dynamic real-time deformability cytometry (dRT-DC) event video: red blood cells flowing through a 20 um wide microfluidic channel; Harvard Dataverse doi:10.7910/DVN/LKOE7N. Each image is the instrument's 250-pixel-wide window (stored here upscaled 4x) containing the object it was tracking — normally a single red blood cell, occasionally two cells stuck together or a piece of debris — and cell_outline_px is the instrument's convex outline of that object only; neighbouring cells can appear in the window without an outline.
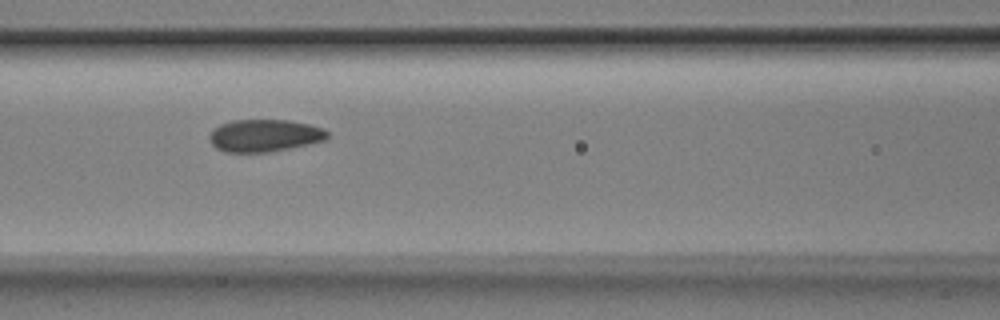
{"species": "Egyptian fruit bat (a non-hibernating species)", "species_latin": "Rousettus aegyptiacus", "temperature_condition": "room temperature", "stored_images_in_passage": 10, "camera_frame_rate_fps": 3000, "um_per_image_px": 0.085, "animal": {"sex": "male"}, "frame": {"image": 1, "passage_image": 6, "time_ms": 1.667, "image_size_px": [1000, 320], "cell_outline_px": [[328, 140], [268, 152], [224, 152], [216, 148], [212, 144], [208, 136], [220, 124], [232, 120], [288, 120], [308, 124], [324, 128], [328, 132]], "centroid_in_image_um": [22.5, 11.52], "position_along_channel_um": 144.1, "area_um2": 22.2}}
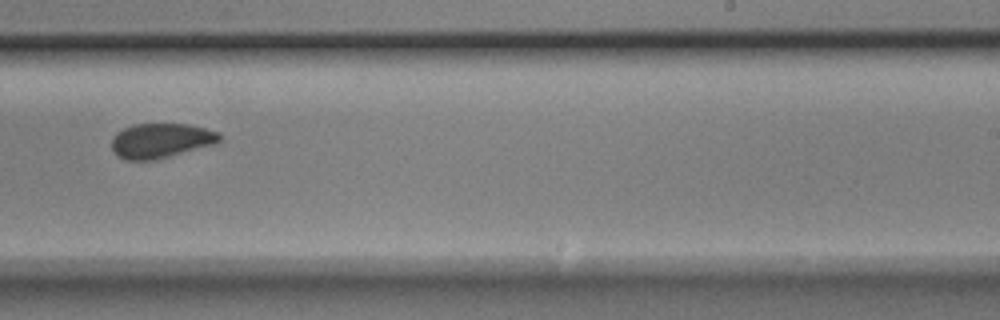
{"frame": {"image": 2, "passage_image": 9, "time_ms": 2.667, "image_size_px": [1000, 320], "cell_outline_px": [[220, 140], [216, 144], [156, 160], [124, 160], [116, 156], [112, 152], [112, 136], [116, 132], [124, 128], [136, 124], [188, 124], [220, 132]], "centroid_in_image_um": [13.65, 11.97], "position_along_channel_um": 275.3, "area_um2": 22.08}}
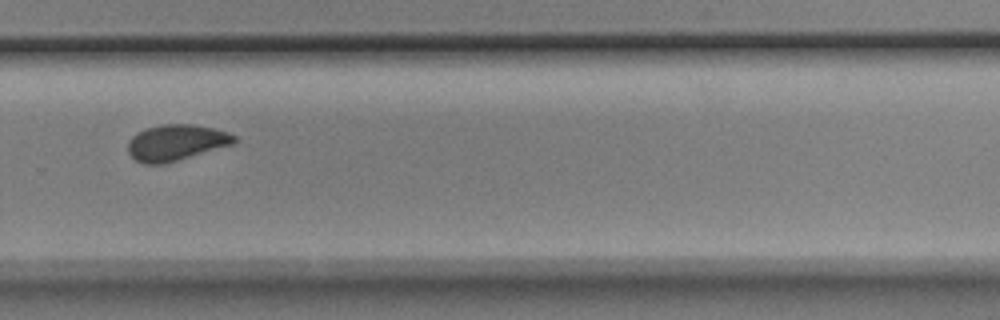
{"frame": {"image": 3, "passage_image": 10, "time_ms": 3.0, "image_size_px": [1000, 320], "cell_outline_px": [[236, 140], [232, 144], [164, 164], [144, 164], [136, 160], [128, 152], [128, 140], [136, 132], [160, 124], [192, 124], [212, 128], [228, 132], [236, 136]], "centroid_in_image_um": [14.93, 12.11], "position_along_channel_um": 314.9, "area_um2": 22.14}}